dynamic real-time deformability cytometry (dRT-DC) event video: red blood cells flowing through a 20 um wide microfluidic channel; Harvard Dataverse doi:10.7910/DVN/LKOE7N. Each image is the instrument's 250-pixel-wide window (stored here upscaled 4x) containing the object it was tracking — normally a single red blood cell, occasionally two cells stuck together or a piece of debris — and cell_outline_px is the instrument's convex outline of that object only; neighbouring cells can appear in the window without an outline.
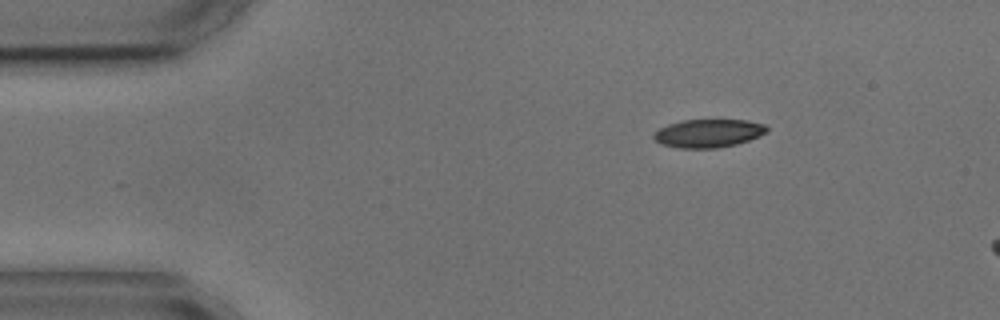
{"species": "common noctule bat (a hibernating species)", "species_latin": "Nyctalus noctula", "temperature_condition": "cold", "stored_images_in_passage": 4, "camera_frame_rate_fps": 3000, "um_per_image_px": 0.085, "animal": {"sex": "male", "body_mass_g": 17.9, "forearm_length_mm": 54.2}, "frame": {"image": 1, "passage_image": 1, "time_ms": 0.0, "image_size_px": [1000, 320], "cell_outline_px": [[768, 132], [760, 136], [736, 144], [716, 148], [680, 148], [660, 144], [652, 136], [660, 128], [668, 124], [680, 120], [748, 120], [764, 124], [768, 128]], "centroid_in_image_um": [60.22, 11.32], "position_along_channel_um": 24.8, "area_um2": 18.61}}